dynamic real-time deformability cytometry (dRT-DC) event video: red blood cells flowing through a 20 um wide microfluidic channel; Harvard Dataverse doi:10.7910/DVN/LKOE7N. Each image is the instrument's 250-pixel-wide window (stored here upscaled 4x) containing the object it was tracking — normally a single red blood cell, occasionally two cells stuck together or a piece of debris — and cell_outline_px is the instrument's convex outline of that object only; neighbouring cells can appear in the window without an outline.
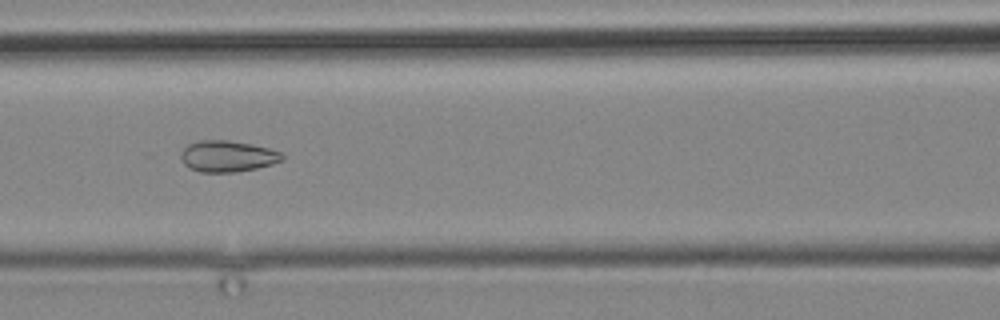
{"species": "common noctule bat (a hibernating species)", "species_latin": "Nyctalus noctula", "temperature_condition": "cold", "stored_images_in_passage": 11, "camera_frame_rate_fps": 3000, "um_per_image_px": 0.085, "animal": {"sex": "male", "body_mass_g": 19.2, "forearm_length_mm": 51.8}, "frame": {"image": 1, "passage_image": 10, "time_ms": 11.667, "image_size_px": [1000, 320], "cell_outline_px": [[284, 160], [272, 164], [256, 168], [236, 172], [200, 172], [188, 168], [184, 164], [180, 156], [180, 152], [188, 144], [200, 140], [228, 140], [252, 144], [268, 148], [280, 152], [284, 156]], "centroid_in_image_um": [19.32, 13.28], "position_along_channel_um": 147.3, "area_um2": 18.55}}
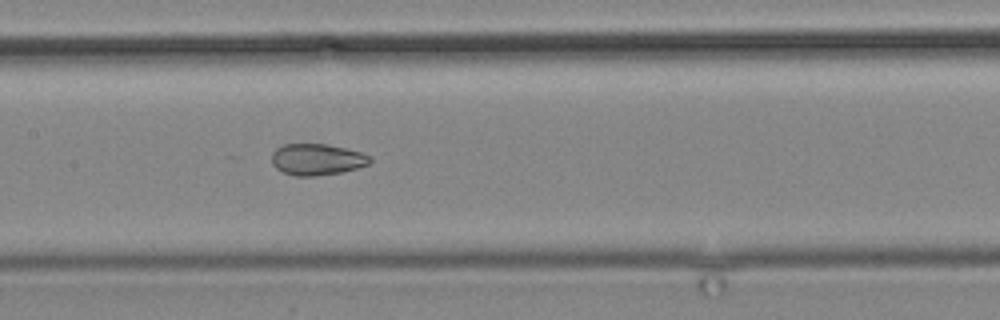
{"frame": {"image": 2, "passage_image": 11, "time_ms": 12.667, "image_size_px": [1000, 320], "cell_outline_px": [[372, 160], [368, 164], [356, 168], [340, 172], [312, 176], [296, 176], [284, 172], [276, 168], [272, 164], [272, 152], [276, 148], [284, 144], [324, 144], [344, 148], [360, 152], [372, 156]], "centroid_in_image_um": [26.93, 13.54], "position_along_channel_um": 180.5, "area_um2": 17.8}}